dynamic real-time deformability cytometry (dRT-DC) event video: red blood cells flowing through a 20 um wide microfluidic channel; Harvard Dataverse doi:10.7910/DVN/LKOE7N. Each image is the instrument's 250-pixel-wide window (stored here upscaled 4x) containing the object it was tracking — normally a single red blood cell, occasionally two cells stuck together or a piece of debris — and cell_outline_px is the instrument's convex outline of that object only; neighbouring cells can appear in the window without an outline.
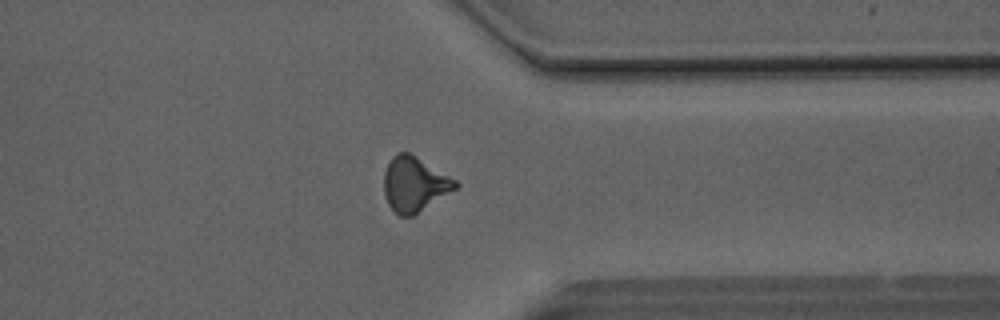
{"species": "Egyptian fruit bat (a non-hibernating species)", "species_latin": "Rousettus aegyptiacus", "temperature_condition": "room temperature", "stored_images_in_passage": 50, "camera_frame_rate_fps": 3000, "um_per_image_px": 0.085, "animal": {"sex": "male"}, "frame": {"image": 1, "passage_image": 39, "time_ms": 12.667, "image_size_px": [1000, 320], "cell_outline_px": [[460, 184], [456, 188], [412, 216], [400, 216], [388, 204], [384, 192], [384, 172], [392, 156], [396, 152], [408, 152], [456, 180]], "centroid_in_image_um": [35.2, 15.65], "position_along_channel_um": 376.2, "area_um2": 22.31}}
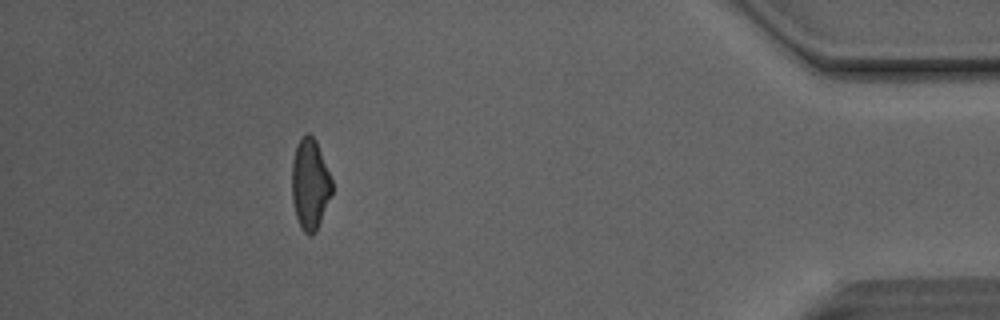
{"frame": {"image": 2, "passage_image": 45, "time_ms": 14.667, "image_size_px": [1000, 320], "cell_outline_px": [[332, 192], [316, 232], [312, 236], [308, 236], [304, 232], [296, 216], [292, 200], [292, 160], [296, 148], [304, 132], [308, 132], [316, 140], [332, 180]], "centroid_in_image_um": [26.35, 15.65], "position_along_channel_um": 408.9, "area_um2": 21.1}, "authors_computed_cell_mechanics": {"area_um2": 22.4553, "velocity_mm_per_s": 4.1499, "shape_relaxation_time_tau1_ms": 7.6117, "shape_relaxation_time_tau2_ms": 2.5539, "deformation_change_tau1": 0.1972, "deformation_change_tau2": 0.1214}}